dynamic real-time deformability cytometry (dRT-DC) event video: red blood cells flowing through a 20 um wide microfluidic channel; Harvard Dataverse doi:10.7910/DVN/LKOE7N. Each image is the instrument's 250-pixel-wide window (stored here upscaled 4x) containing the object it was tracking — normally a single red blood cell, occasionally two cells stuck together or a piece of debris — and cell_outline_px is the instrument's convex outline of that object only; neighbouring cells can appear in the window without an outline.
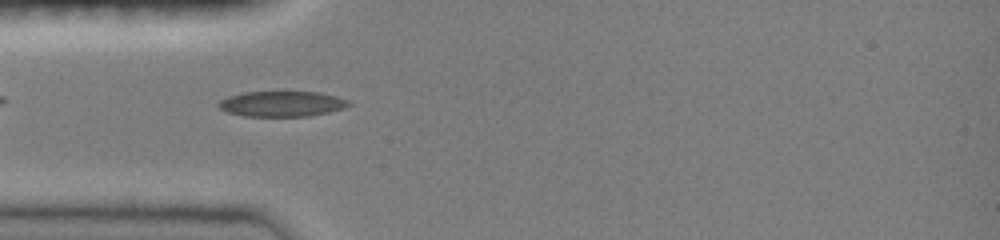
{"species": "common noctule bat (a hibernating species)", "species_latin": "Nyctalus noctula", "temperature_condition": "room temperature", "stored_images_in_passage": 36, "camera_frame_rate_fps": 3000, "um_per_image_px": 0.085, "animal": {"sex": "female", "body_mass_g": 19.0, "forearm_length_mm": 51.5}, "frame": {"image": 1, "passage_image": 3, "time_ms": 0.667, "image_size_px": [1000, 240], "cell_outline_px": [[352, 104], [344, 108], [328, 112], [308, 116], [244, 116], [228, 112], [220, 108], [216, 104], [220, 100], [228, 96], [244, 92], [320, 92], [336, 96], [348, 100]], "centroid_in_image_um": [23.96, 8.82], "position_along_channel_um": 61.0, "area_um2": 19.25}}
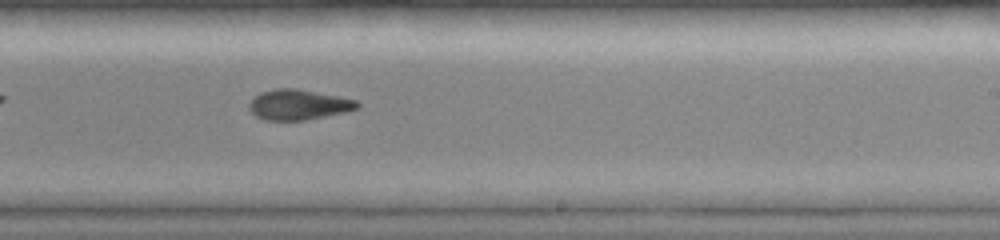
{"frame": {"image": 2, "passage_image": 18, "time_ms": 5.667, "image_size_px": [1000, 240], "cell_outline_px": [[360, 104], [356, 108], [344, 112], [304, 120], [264, 120], [256, 116], [248, 108], [248, 104], [260, 92], [272, 88], [296, 88], [356, 100]], "centroid_in_image_um": [25.31, 8.89], "position_along_channel_um": 263.7, "area_um2": 18.84}}
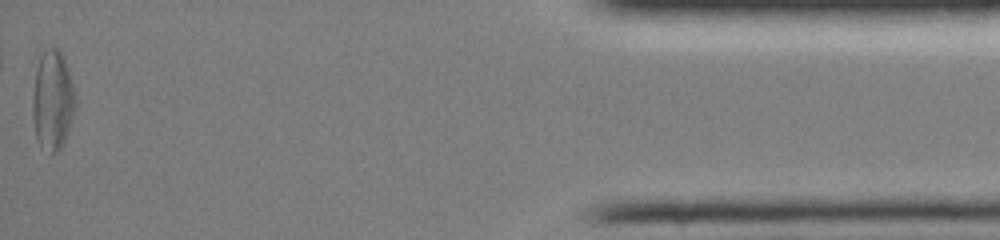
{"frame": {"image": 3, "passage_image": 36, "time_ms": 11.667, "image_size_px": [1000, 240], "cell_outline_px": [[76, 104], [64, 140], [60, 148], [52, 152], [36, 140], [32, 112], [32, 100], [36, 68], [40, 52], [44, 48], [56, 48], [64, 56], [68, 68], [76, 96]], "centroid_in_image_um": [4.46, 8.43], "position_along_channel_um": 430.7, "area_um2": 24.62}, "authors_computed_cell_mechanics": {"area_um2": 19.7965, "velocity_mm_per_s": 4.0659, "shape_relaxation_time_tau1_ms": null, "shape_relaxation_time_tau2_ms": 3.6997, "deformation_change_tau1": null, "deformation_change_tau2": 0.1024}}